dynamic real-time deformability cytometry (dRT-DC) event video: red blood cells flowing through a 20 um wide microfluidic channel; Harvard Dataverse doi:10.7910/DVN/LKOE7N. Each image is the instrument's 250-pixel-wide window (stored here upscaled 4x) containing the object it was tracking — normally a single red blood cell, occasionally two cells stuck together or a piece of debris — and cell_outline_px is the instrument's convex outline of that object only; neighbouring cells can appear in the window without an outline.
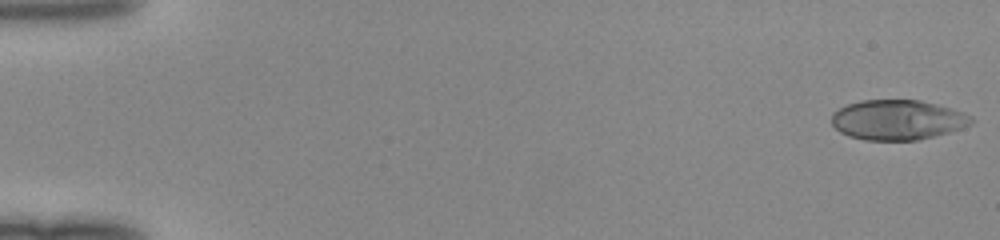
{"species": "human", "species_latin": "Homo sapiens", "temperature_condition": "room temperature", "stored_images_in_passage": 50, "camera_frame_rate_fps": 3000, "um_per_image_px": 0.085, "donor": {"sex": "female"}, "frame": {"image": 1, "passage_image": 1, "time_ms": 0.0, "image_size_px": [1000, 240], "cell_outline_px": [[976, 120], [972, 124], [936, 136], [920, 140], [864, 140], [848, 136], [840, 132], [832, 124], [832, 112], [848, 104], [860, 100], [920, 100], [952, 108], [964, 112], [972, 116]], "centroid_in_image_um": [76.31, 10.19], "position_along_channel_um": 8.7, "area_um2": 32.77}}
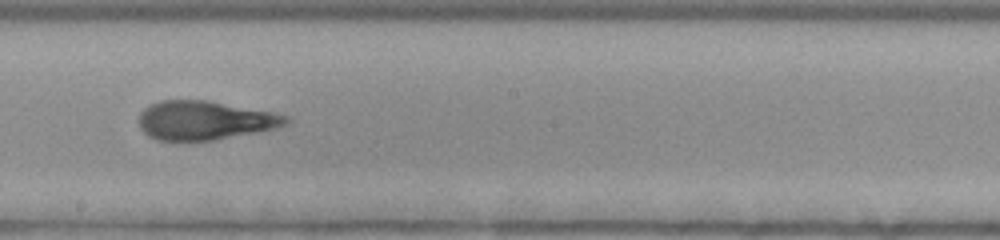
{"frame": {"image": 2, "passage_image": 29, "time_ms": 9.333, "image_size_px": [1000, 240], "cell_outline_px": [[292, 120], [288, 124], [276, 128], [212, 140], [156, 140], [148, 136], [140, 128], [140, 112], [148, 104], [160, 100], [208, 100], [276, 112], [288, 116]], "centroid_in_image_um": [17.42, 10.21], "position_along_channel_um": 230.8, "area_um2": 33.52}}
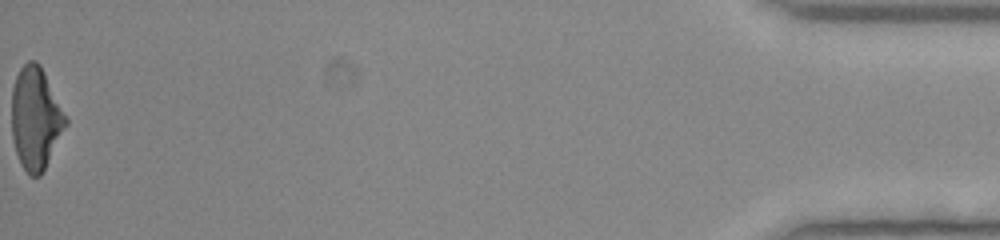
{"frame": {"image": 3, "passage_image": 50, "time_ms": 16.333, "image_size_px": [1000, 240], "cell_outline_px": [[68, 124], [40, 176], [28, 176], [20, 164], [16, 152], [12, 136], [12, 88], [16, 76], [20, 68], [28, 60], [36, 60], [40, 64], [68, 120]], "centroid_in_image_um": [3.02, 10.06], "position_along_channel_um": 432.2, "area_um2": 32.14}}